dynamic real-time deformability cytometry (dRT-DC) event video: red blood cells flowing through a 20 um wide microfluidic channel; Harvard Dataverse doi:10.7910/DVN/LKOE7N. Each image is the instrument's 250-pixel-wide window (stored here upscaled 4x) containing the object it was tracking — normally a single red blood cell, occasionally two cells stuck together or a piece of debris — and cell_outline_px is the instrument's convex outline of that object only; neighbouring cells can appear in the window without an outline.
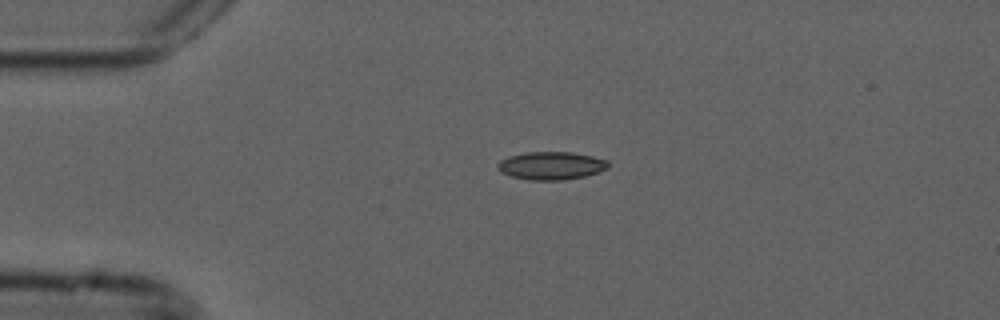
{"species": "common noctule bat (a hibernating species)", "species_latin": "Nyctalus noctula", "temperature_condition": "cold", "stored_images_in_passage": 3, "camera_frame_rate_fps": 3000, "um_per_image_px": 0.085, "animal": {"sex": "male", "forearm_length_mm": 52.5}, "frame": {"image": 1, "passage_image": 1, "time_ms": 0.0, "image_size_px": [1000, 320], "cell_outline_px": [[608, 168], [584, 176], [564, 180], [528, 180], [512, 176], [500, 172], [496, 168], [496, 164], [500, 160], [508, 156], [524, 152], [572, 152], [592, 156], [608, 160]], "centroid_in_image_um": [46.8, 14.07], "position_along_channel_um": 38.2, "area_um2": 18.09}}
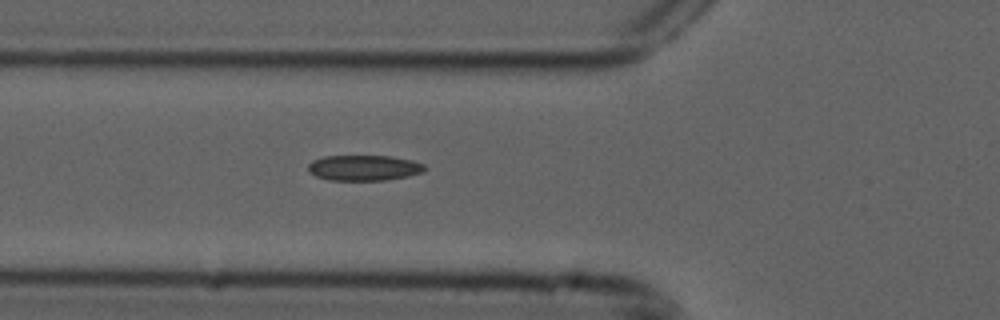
{"frame": {"image": 2, "passage_image": 3, "time_ms": 0.667, "image_size_px": [1000, 320], "cell_outline_px": [[428, 168], [424, 172], [408, 176], [388, 180], [328, 180], [316, 176], [308, 172], [308, 164], [312, 160], [324, 156], [392, 156], [412, 160], [424, 164]], "centroid_in_image_um": [30.95, 14.27], "position_along_channel_um": 94.8, "area_um2": 17.57}}